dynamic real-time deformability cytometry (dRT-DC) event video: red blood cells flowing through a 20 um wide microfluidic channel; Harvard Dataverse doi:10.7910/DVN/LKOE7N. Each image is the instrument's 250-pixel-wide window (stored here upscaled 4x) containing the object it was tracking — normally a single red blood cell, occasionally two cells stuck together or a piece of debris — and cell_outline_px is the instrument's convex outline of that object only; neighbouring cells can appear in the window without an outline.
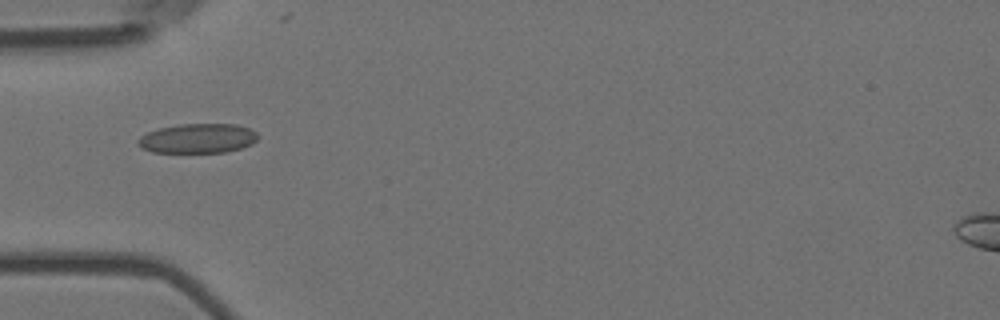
{"species": "Egyptian fruit bat (a non-hibernating species)", "species_latin": "Rousettus aegyptiacus", "temperature_condition": "room temperature", "stored_images_in_passage": 36, "camera_frame_rate_fps": 3000, "um_per_image_px": 0.085, "animal": {"sex": "female"}, "frame": {"image": 1, "passage_image": 1, "time_ms": 0.0, "image_size_px": [1000, 320], "cell_outline_px": [[260, 136], [252, 144], [240, 148], [224, 152], [152, 152], [140, 148], [136, 144], [136, 140], [140, 136], [148, 132], [160, 128], [180, 124], [236, 124], [248, 128], [256, 132]], "centroid_in_image_um": [16.79, 11.76], "position_along_channel_um": 68.2, "area_um2": 20.69}}
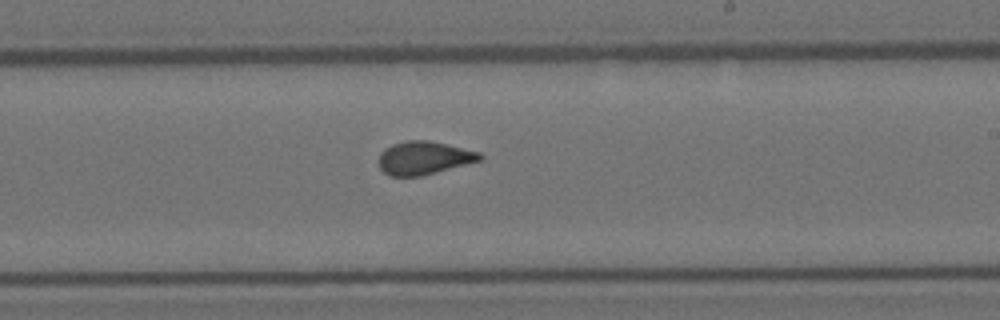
{"frame": {"image": 2, "passage_image": 16, "time_ms": 5.0, "image_size_px": [1000, 320], "cell_outline_px": [[484, 156], [480, 160], [420, 176], [392, 176], [384, 172], [380, 168], [376, 160], [380, 152], [384, 148], [392, 144], [408, 140], [428, 140], [480, 152]], "centroid_in_image_um": [35.97, 13.41], "position_along_channel_um": 253.0, "area_um2": 19.48}}
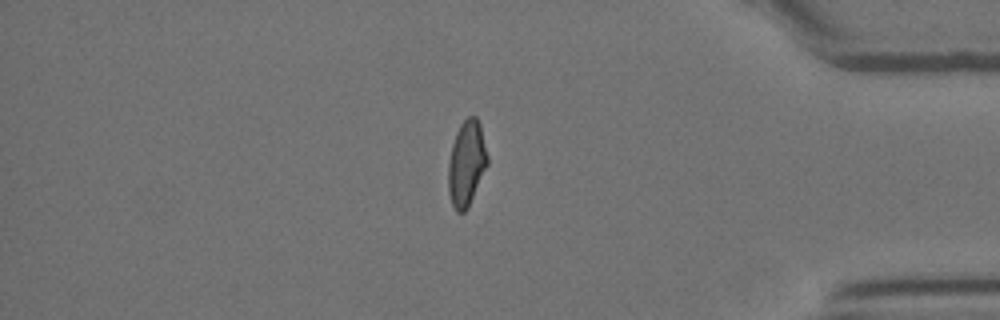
{"frame": {"image": 3, "passage_image": 30, "time_ms": 9.667, "image_size_px": [1000, 320], "cell_outline_px": [[488, 164], [468, 208], [464, 212], [456, 212], [452, 204], [448, 192], [448, 164], [452, 144], [456, 132], [460, 124], [468, 116], [476, 116], [480, 124], [488, 156]], "centroid_in_image_um": [39.65, 13.89], "position_along_channel_um": 395.5, "area_um2": 19.59}}